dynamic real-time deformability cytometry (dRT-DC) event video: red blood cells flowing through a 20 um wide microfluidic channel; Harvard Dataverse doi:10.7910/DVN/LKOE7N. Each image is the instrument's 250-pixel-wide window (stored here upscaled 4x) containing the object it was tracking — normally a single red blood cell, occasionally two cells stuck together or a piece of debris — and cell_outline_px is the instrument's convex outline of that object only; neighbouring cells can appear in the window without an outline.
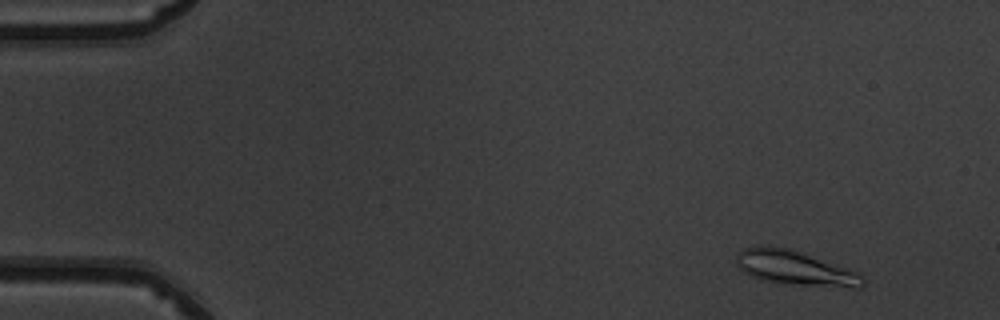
{"species": "common noctule bat (a hibernating species)", "species_latin": "Nyctalus noctula", "temperature_condition": "warm", "stored_images_in_passage": 50, "camera_frame_rate_fps": 3000, "um_per_image_px": 0.085, "animal": {"sex": "male", "body_mass_g": 19.5, "forearm_length_mm": 54.6}, "frame": {"image": 1, "passage_image": 4, "time_ms": 1.0, "image_size_px": [1000, 320], "cell_outline_px": [[864, 284], [860, 288], [852, 288], [800, 284], [760, 280], [744, 272], [740, 268], [736, 260], [736, 252], [744, 248], [756, 244], [788, 248], [860, 272], [864, 276]], "centroid_in_image_um": [67.58, 22.76], "position_along_channel_um": 17.4, "area_um2": 25.37}}
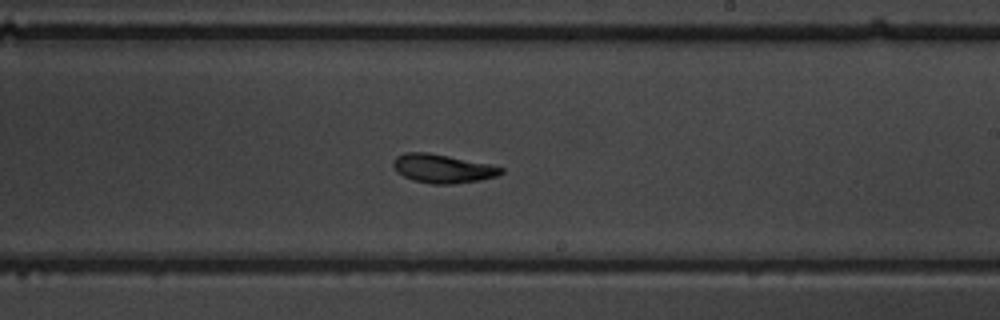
{"frame": {"image": 2, "passage_image": 30, "time_ms": 9.667, "image_size_px": [1000, 320], "cell_outline_px": [[504, 172], [496, 176], [480, 180], [452, 184], [432, 184], [412, 180], [396, 172], [392, 164], [392, 160], [396, 156], [404, 152], [428, 152], [488, 164], [504, 168]], "centroid_in_image_um": [37.57, 14.33], "position_along_channel_um": 251.4, "area_um2": 18.03}}
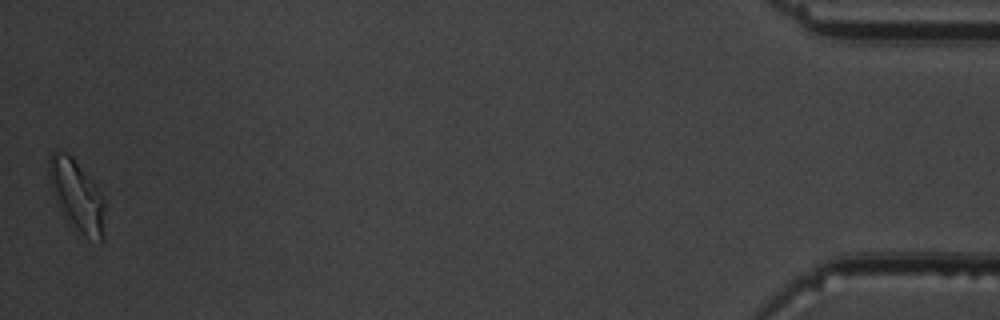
{"frame": {"image": 3, "passage_image": 50, "time_ms": 16.333, "image_size_px": [1000, 320], "cell_outline_px": [[104, 240], [100, 244], [84, 236], [68, 224], [52, 192], [48, 176], [48, 160], [52, 152], [64, 152], [72, 156], [104, 196]], "centroid_in_image_um": [6.55, 16.68], "position_along_channel_um": 428.7, "area_um2": 23.41}, "authors_computed_cell_mechanics": {"area_um2": 18.3804, "velocity_mm_per_s": 3.9869, "shape_relaxation_time_tau1_ms": 5.0243, "shape_relaxation_time_tau2_ms": 4.4848, "deformation_change_tau1": 0.1579, "deformation_change_tau2": 0.1161}}